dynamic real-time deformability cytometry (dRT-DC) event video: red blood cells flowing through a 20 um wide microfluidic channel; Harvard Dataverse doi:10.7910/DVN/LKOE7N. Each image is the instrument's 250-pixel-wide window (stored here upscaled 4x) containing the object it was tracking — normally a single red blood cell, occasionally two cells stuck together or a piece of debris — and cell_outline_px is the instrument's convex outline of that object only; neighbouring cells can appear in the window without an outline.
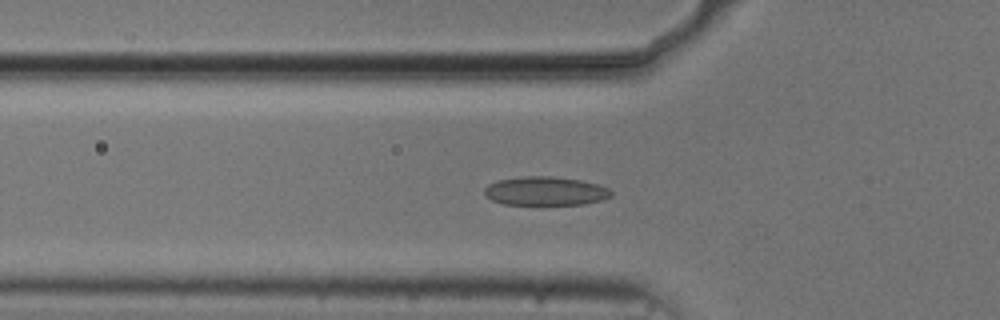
{"species": "common noctule bat (a hibernating species)", "species_latin": "Nyctalus noctula", "temperature_condition": "cold", "stored_images_in_passage": 48, "camera_frame_rate_fps": 3000, "um_per_image_px": 0.085, "animal": {"sex": "male", "body_mass_g": 20.5, "forearm_length_mm": 52.5}, "frame": {"image": 1, "passage_image": 18, "time_ms": 5.667, "image_size_px": [1000, 320], "cell_outline_px": [[612, 196], [600, 200], [584, 204], [504, 204], [492, 200], [484, 196], [484, 188], [488, 184], [496, 180], [524, 176], [552, 176], [580, 180], [596, 184], [608, 188], [612, 192]], "centroid_in_image_um": [46.31, 16.23], "position_along_channel_um": 79.5, "area_um2": 21.21}}
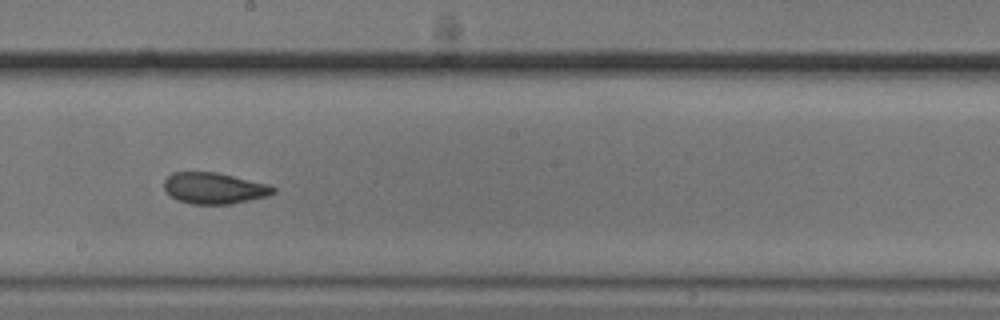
{"frame": {"image": 2, "passage_image": 30, "time_ms": 9.667, "image_size_px": [1000, 320], "cell_outline_px": [[276, 192], [268, 196], [232, 204], [192, 204], [176, 200], [164, 188], [164, 180], [172, 172], [216, 172], [268, 184], [276, 188]], "centroid_in_image_um": [18.22, 16.0], "position_along_channel_um": 230.0, "area_um2": 19.88}}
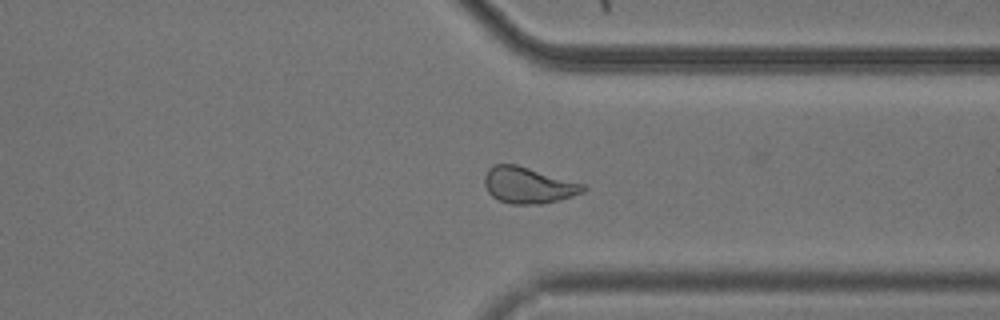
{"frame": {"image": 3, "passage_image": 41, "time_ms": 13.333, "image_size_px": [1000, 320], "cell_outline_px": [[588, 188], [584, 192], [560, 200], [540, 204], [512, 204], [500, 200], [492, 196], [488, 192], [484, 184], [484, 176], [488, 168], [492, 164], [516, 164], [584, 184]], "centroid_in_image_um": [44.89, 15.74], "position_along_channel_um": 366.5, "area_um2": 20.87}}